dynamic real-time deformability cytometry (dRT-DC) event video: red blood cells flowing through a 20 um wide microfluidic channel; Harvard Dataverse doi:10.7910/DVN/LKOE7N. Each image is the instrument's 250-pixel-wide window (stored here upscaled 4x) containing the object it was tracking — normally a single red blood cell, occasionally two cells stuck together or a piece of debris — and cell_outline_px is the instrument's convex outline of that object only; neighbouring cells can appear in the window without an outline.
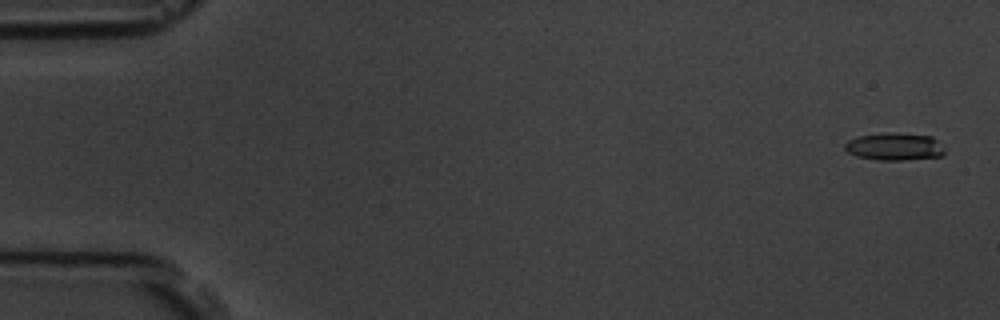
{"species": "common noctule bat (a hibernating species)", "species_latin": "Nyctalus noctula", "temperature_condition": "room temperature", "stored_images_in_passage": 7, "camera_frame_rate_fps": 3000, "um_per_image_px": 0.085, "animal": {"sex": "male", "body_mass_g": 19.5, "forearm_length_mm": 54.6}, "frame": {"image": 1, "passage_image": 1, "time_ms": 0.0, "image_size_px": [1000, 320], "cell_outline_px": [[944, 152], [940, 156], [904, 160], [876, 160], [856, 156], [848, 152], [844, 148], [844, 144], [848, 140], [860, 136], [884, 132], [892, 132], [932, 136], [944, 148]], "centroid_in_image_um": [76.0, 12.46], "position_along_channel_um": 9.0, "area_um2": 16.01}}
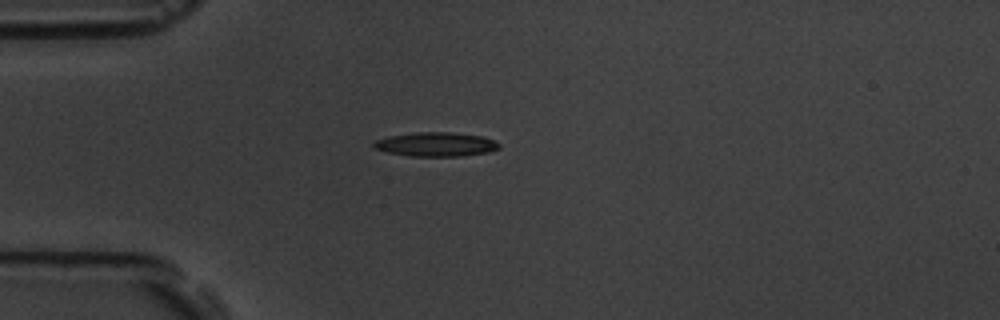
{"frame": {"image": 2, "passage_image": 5, "time_ms": 4.667, "image_size_px": [1000, 320], "cell_outline_px": [[500, 148], [488, 152], [460, 156], [408, 156], [388, 152], [372, 148], [372, 144], [376, 140], [388, 136], [416, 132], [448, 132], [484, 136], [500, 144]], "centroid_in_image_um": [37.03, 12.27], "position_along_channel_um": 48.0, "area_um2": 17.63}}
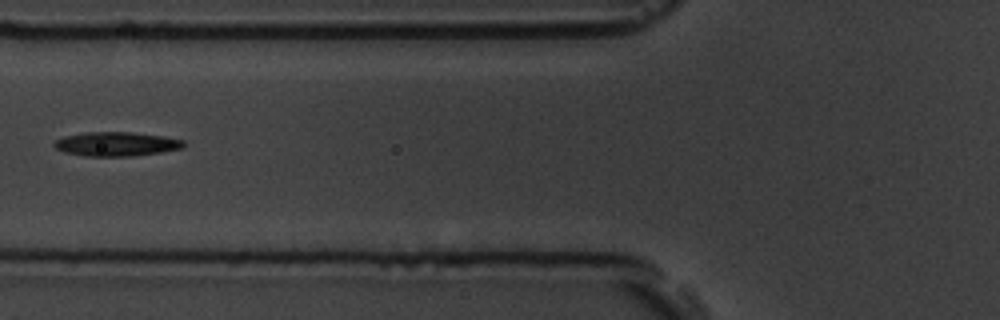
{"frame": {"image": 3, "passage_image": 7, "time_ms": 7.0, "image_size_px": [1000, 320], "cell_outline_px": [[184, 148], [160, 152], [132, 156], [84, 156], [64, 152], [56, 148], [52, 144], [56, 140], [64, 136], [84, 132], [132, 132], [160, 136], [184, 140]], "centroid_in_image_um": [9.86, 12.24], "position_along_channel_um": 115.9, "area_um2": 18.15}}